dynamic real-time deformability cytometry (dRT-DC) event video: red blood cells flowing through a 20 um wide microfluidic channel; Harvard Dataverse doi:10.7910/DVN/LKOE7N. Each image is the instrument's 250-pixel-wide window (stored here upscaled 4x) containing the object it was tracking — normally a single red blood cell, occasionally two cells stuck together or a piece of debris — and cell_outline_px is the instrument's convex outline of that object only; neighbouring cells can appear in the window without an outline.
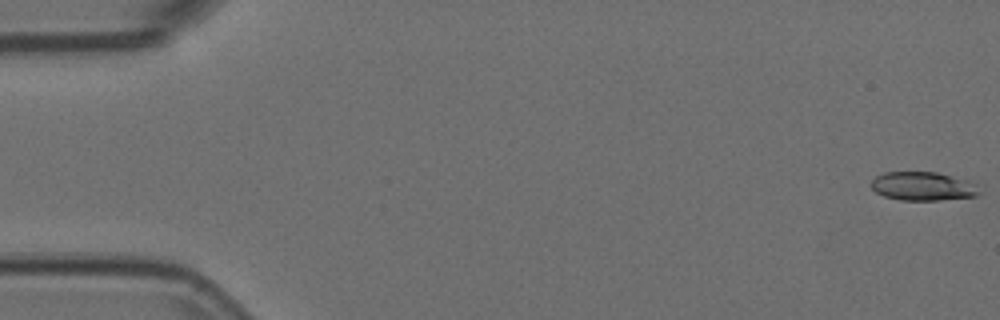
{"species": "Egyptian fruit bat (a non-hibernating species)", "species_latin": "Rousettus aegyptiacus", "temperature_condition": "room temperature", "stored_images_in_passage": 9, "camera_frame_rate_fps": 3000, "um_per_image_px": 0.085, "animal": {"sex": "female"}, "frame": {"image": 1, "passage_image": 1, "time_ms": 0.0, "image_size_px": [1000, 320], "cell_outline_px": [[976, 196], [940, 200], [900, 200], [884, 196], [876, 192], [872, 188], [872, 180], [876, 176], [884, 172], [936, 172], [968, 180], [976, 184]], "centroid_in_image_um": [78.41, 15.82], "position_along_channel_um": 6.6, "area_um2": 17.86}}